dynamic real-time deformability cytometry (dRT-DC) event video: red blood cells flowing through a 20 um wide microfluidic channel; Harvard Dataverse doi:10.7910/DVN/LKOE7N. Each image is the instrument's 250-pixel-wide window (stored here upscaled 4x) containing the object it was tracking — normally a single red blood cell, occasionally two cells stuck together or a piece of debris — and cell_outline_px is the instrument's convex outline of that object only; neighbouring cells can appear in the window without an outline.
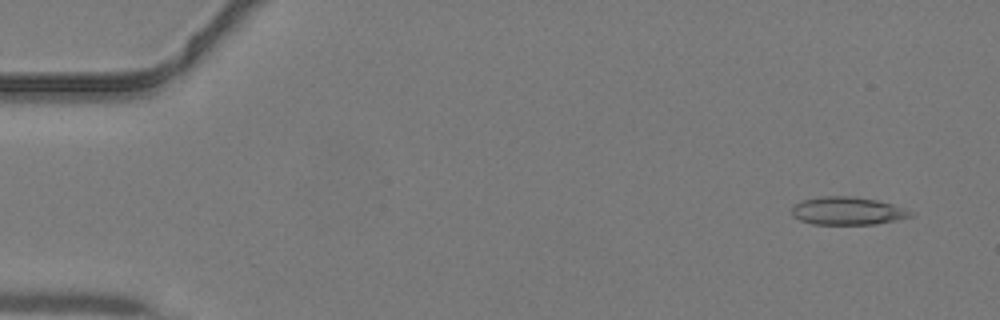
{"species": "common noctule bat (a hibernating species)", "species_latin": "Nyctalus noctula", "temperature_condition": "warm", "stored_images_in_passage": 44, "camera_frame_rate_fps": 3000, "um_per_image_px": 0.085, "animal": {"sex": "male", "body_mass_g": 19.2, "forearm_length_mm": 51.8}, "frame": {"image": 1, "passage_image": 3, "time_ms": 0.667, "image_size_px": [1000, 320], "cell_outline_px": [[916, 212], [912, 216], [896, 220], [876, 224], [812, 224], [800, 220], [792, 216], [792, 208], [800, 200], [820, 196], [852, 196], [876, 200], [892, 204]], "centroid_in_image_um": [72.04, 17.92], "position_along_channel_um": 13.0, "area_um2": 19.42}}
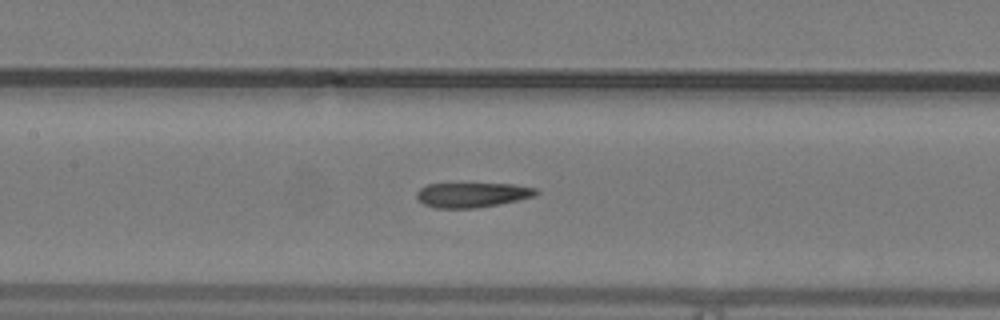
{"frame": {"image": 2, "passage_image": 21, "time_ms": 6.667, "image_size_px": [1000, 320], "cell_outline_px": [[540, 192], [536, 196], [500, 204], [476, 208], [436, 208], [424, 204], [416, 196], [416, 192], [420, 188], [428, 184], [512, 184], [536, 188]], "centroid_in_image_um": [40.17, 16.57], "position_along_channel_um": 167.2, "area_um2": 17.22}}
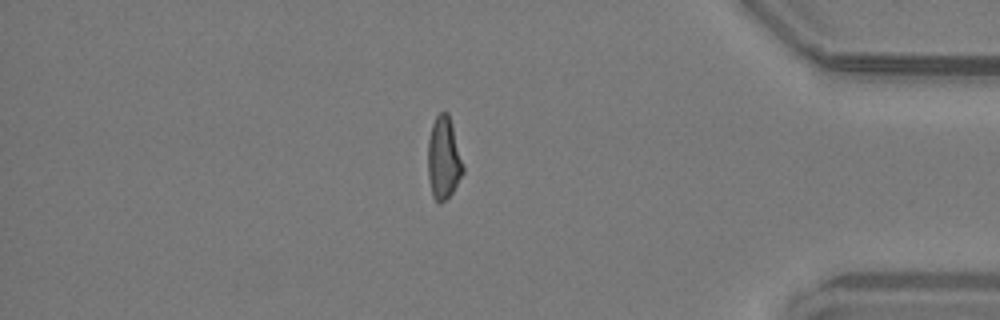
{"frame": {"image": 3, "passage_image": 38, "time_ms": 12.333, "image_size_px": [1000, 320], "cell_outline_px": [[464, 172], [452, 192], [440, 204], [432, 196], [428, 176], [428, 140], [432, 124], [436, 116], [440, 112], [448, 112], [452, 124], [464, 168]], "centroid_in_image_um": [37.7, 13.44], "position_along_channel_um": 397.5, "area_um2": 16.76}}